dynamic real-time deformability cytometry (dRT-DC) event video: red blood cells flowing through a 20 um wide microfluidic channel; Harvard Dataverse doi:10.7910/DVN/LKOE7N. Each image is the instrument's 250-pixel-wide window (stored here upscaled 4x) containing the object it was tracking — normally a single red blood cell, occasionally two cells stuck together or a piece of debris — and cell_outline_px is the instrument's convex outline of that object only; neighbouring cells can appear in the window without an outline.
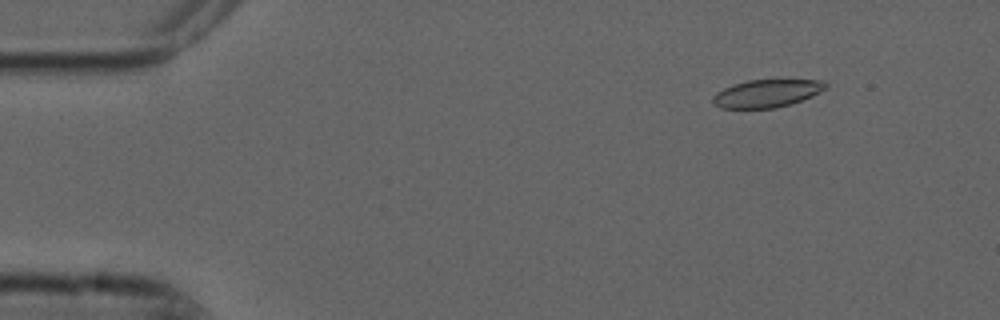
{"species": "common noctule bat (a hibernating species)", "species_latin": "Nyctalus noctula", "temperature_condition": "cold", "stored_images_in_passage": 7, "camera_frame_rate_fps": 3000, "um_per_image_px": 0.085, "animal": {"sex": "male", "forearm_length_mm": 52.5}, "frame": {"image": 1, "passage_image": 2, "time_ms": 0.333, "image_size_px": [1000, 320], "cell_outline_px": [[828, 88], [812, 96], [776, 108], [720, 108], [712, 104], [712, 96], [716, 92], [724, 88], [748, 80], [824, 80], [828, 84]], "centroid_in_image_um": [65.17, 7.94], "position_along_channel_um": 19.8, "area_um2": 18.21}}
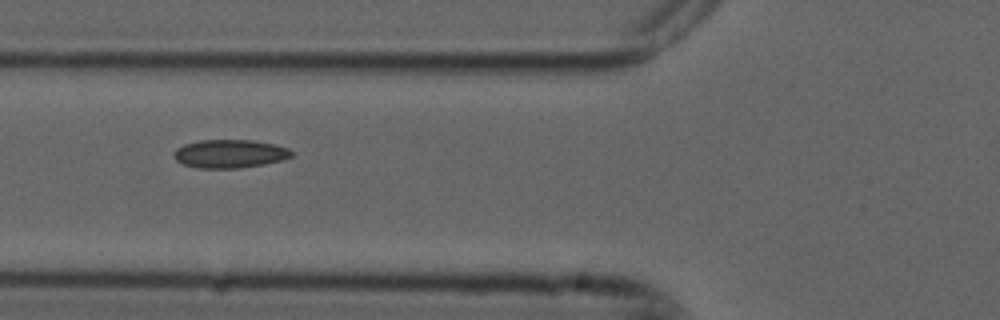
{"frame": {"image": 2, "passage_image": 6, "time_ms": 1.667, "image_size_px": [1000, 320], "cell_outline_px": [[292, 156], [280, 160], [264, 164], [236, 168], [196, 168], [184, 164], [176, 160], [172, 156], [172, 152], [176, 148], [184, 144], [200, 140], [252, 140], [276, 144], [288, 148], [292, 152]], "centroid_in_image_um": [19.49, 13.06], "position_along_channel_um": 106.3, "area_um2": 19.48}}
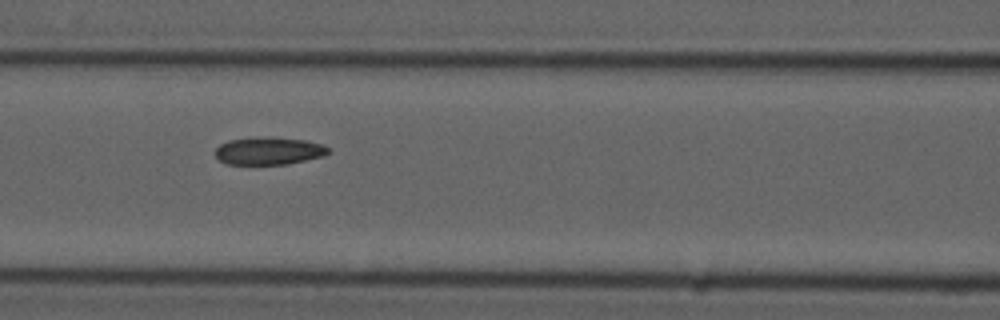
{"frame": {"image": 3, "passage_image": 7, "time_ms": 2.0, "image_size_px": [1000, 320], "cell_outline_px": [[328, 152], [324, 156], [288, 164], [228, 164], [220, 160], [216, 156], [216, 148], [220, 144], [228, 140], [256, 136], [304, 140], [324, 144], [328, 148]], "centroid_in_image_um": [22.84, 12.82], "position_along_channel_um": 143.8, "area_um2": 18.15}}